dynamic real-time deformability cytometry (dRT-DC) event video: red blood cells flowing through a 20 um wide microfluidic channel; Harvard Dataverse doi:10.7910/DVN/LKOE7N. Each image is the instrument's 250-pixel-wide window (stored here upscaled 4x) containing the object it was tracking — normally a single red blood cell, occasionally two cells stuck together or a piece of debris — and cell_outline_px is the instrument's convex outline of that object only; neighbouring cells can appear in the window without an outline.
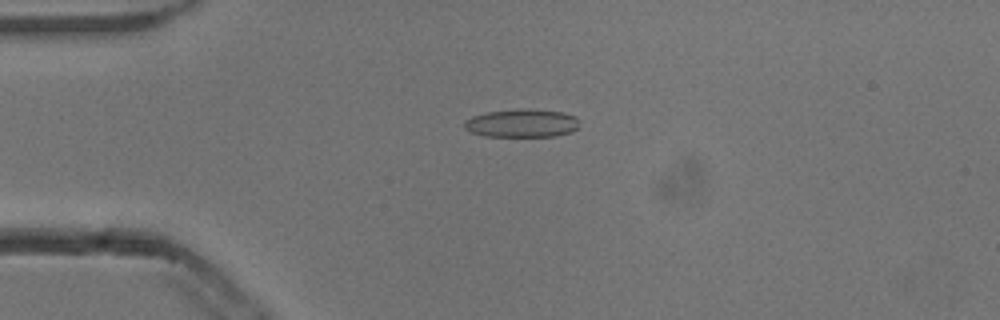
{"species": "common noctule bat (a hibernating species)", "species_latin": "Nyctalus noctula", "temperature_condition": "cold", "stored_images_in_passage": 53, "camera_frame_rate_fps": 3000, "um_per_image_px": 0.085, "animal": {"sex": "male", "body_mass_g": 13.3}, "frame": {"image": 1, "passage_image": 13, "time_ms": 4.0, "image_size_px": [1000, 320], "cell_outline_px": [[576, 128], [572, 132], [556, 136], [484, 136], [472, 132], [464, 128], [464, 120], [472, 116], [488, 112], [524, 108], [564, 112], [576, 116]], "centroid_in_image_um": [44.34, 10.47], "position_along_channel_um": 40.7, "area_um2": 18.84}}
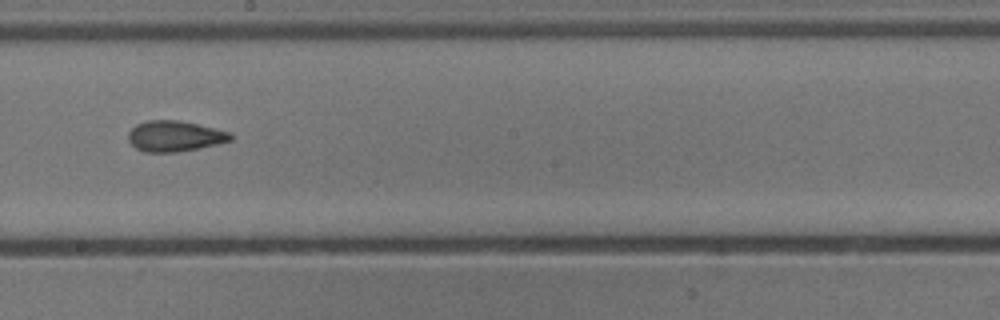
{"frame": {"image": 2, "passage_image": 30, "time_ms": 9.667, "image_size_px": [1000, 320], "cell_outline_px": [[232, 140], [216, 144], [176, 152], [144, 152], [136, 148], [128, 140], [128, 132], [136, 124], [148, 120], [176, 120], [196, 124], [232, 132]], "centroid_in_image_um": [14.83, 11.57], "position_along_channel_um": 233.4, "area_um2": 18.15}}
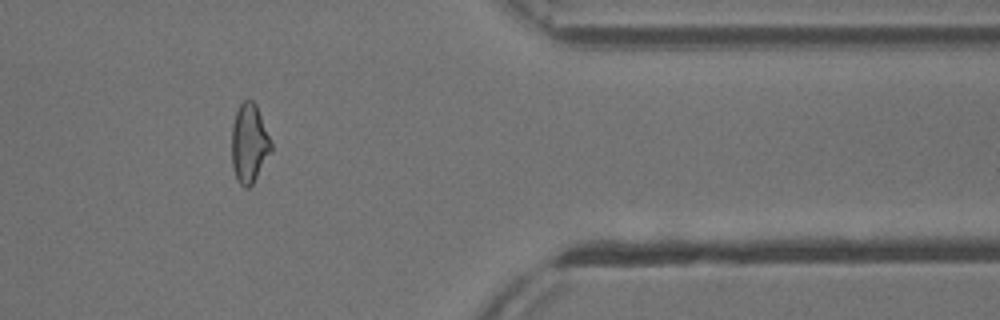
{"frame": {"image": 3, "passage_image": 44, "time_ms": 14.333, "image_size_px": [1000, 320], "cell_outline_px": [[272, 152], [252, 184], [248, 188], [244, 188], [236, 180], [232, 168], [232, 128], [236, 112], [240, 104], [244, 100], [252, 100], [256, 104], [272, 144]], "centroid_in_image_um": [21.18, 12.22], "position_along_channel_um": 390.2, "area_um2": 18.15}, "authors_computed_cell_mechanics": {"area_um2": 18.3226, "velocity_mm_per_s": 3.8533, "shape_relaxation_time_tau1_ms": 10.6722, "shape_relaxation_time_tau2_ms": 1.7634, "deformation_change_tau1": 0.2518, "deformation_change_tau2": 0.0949}}